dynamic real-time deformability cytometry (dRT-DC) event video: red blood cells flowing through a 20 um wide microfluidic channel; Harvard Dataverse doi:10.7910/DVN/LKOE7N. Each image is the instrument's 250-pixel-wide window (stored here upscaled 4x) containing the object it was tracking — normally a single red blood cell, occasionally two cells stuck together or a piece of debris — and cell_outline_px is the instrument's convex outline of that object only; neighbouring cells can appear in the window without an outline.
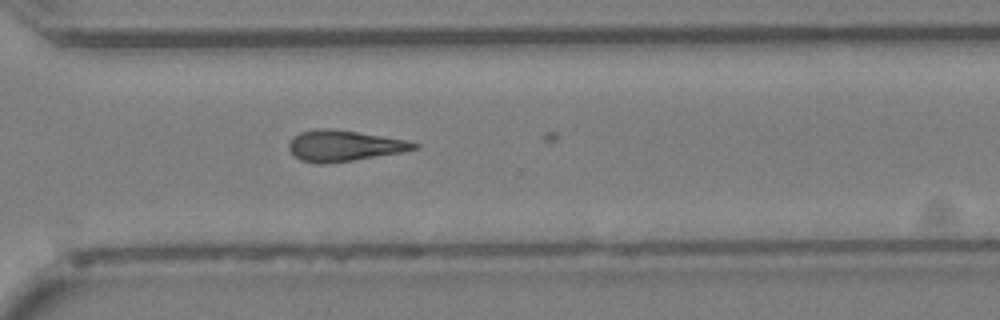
{"species": "Egyptian fruit bat (a non-hibernating species)", "species_latin": "Rousettus aegyptiacus", "temperature_condition": "cold", "stored_images_in_passage": 19, "camera_frame_rate_fps": 3000, "um_per_image_px": 0.085, "animal": {"sex": "female"}, "frame": {"image": 1, "passage_image": 18, "time_ms": 5.667, "image_size_px": [1000, 320], "cell_outline_px": [[420, 148], [400, 152], [352, 160], [320, 164], [300, 160], [288, 148], [288, 144], [300, 132], [316, 128], [328, 128], [356, 132], [404, 140], [420, 144]], "centroid_in_image_um": [29.22, 12.39], "position_along_channel_um": 341.4, "area_um2": 22.02}}